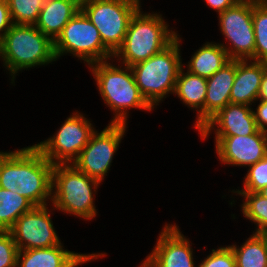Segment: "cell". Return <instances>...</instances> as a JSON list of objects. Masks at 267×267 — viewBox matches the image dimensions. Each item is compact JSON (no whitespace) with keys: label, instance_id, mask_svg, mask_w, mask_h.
<instances>
[{"label":"cell","instance_id":"obj_4","mask_svg":"<svg viewBox=\"0 0 267 267\" xmlns=\"http://www.w3.org/2000/svg\"><path fill=\"white\" fill-rule=\"evenodd\" d=\"M180 39L177 35L165 49L131 66L140 93L153 108L168 94H174L177 77L184 67Z\"/></svg>","mask_w":267,"mask_h":267},{"label":"cell","instance_id":"obj_32","mask_svg":"<svg viewBox=\"0 0 267 267\" xmlns=\"http://www.w3.org/2000/svg\"><path fill=\"white\" fill-rule=\"evenodd\" d=\"M256 110H253L255 122L259 130L267 132V100H258Z\"/></svg>","mask_w":267,"mask_h":267},{"label":"cell","instance_id":"obj_13","mask_svg":"<svg viewBox=\"0 0 267 267\" xmlns=\"http://www.w3.org/2000/svg\"><path fill=\"white\" fill-rule=\"evenodd\" d=\"M176 223L166 224L143 263L147 267H195L193 249Z\"/></svg>","mask_w":267,"mask_h":267},{"label":"cell","instance_id":"obj_39","mask_svg":"<svg viewBox=\"0 0 267 267\" xmlns=\"http://www.w3.org/2000/svg\"><path fill=\"white\" fill-rule=\"evenodd\" d=\"M77 1L81 5V4H83V3L87 2V1H90V0H77Z\"/></svg>","mask_w":267,"mask_h":267},{"label":"cell","instance_id":"obj_36","mask_svg":"<svg viewBox=\"0 0 267 267\" xmlns=\"http://www.w3.org/2000/svg\"><path fill=\"white\" fill-rule=\"evenodd\" d=\"M258 193L263 197L267 198V186L258 191Z\"/></svg>","mask_w":267,"mask_h":267},{"label":"cell","instance_id":"obj_1","mask_svg":"<svg viewBox=\"0 0 267 267\" xmlns=\"http://www.w3.org/2000/svg\"><path fill=\"white\" fill-rule=\"evenodd\" d=\"M109 61L89 65L104 104L114 111L111 123L127 124L128 109H154L142 96L131 67L115 66Z\"/></svg>","mask_w":267,"mask_h":267},{"label":"cell","instance_id":"obj_2","mask_svg":"<svg viewBox=\"0 0 267 267\" xmlns=\"http://www.w3.org/2000/svg\"><path fill=\"white\" fill-rule=\"evenodd\" d=\"M0 58L14 84L18 71L56 61L54 41L35 25L13 24L0 42Z\"/></svg>","mask_w":267,"mask_h":267},{"label":"cell","instance_id":"obj_25","mask_svg":"<svg viewBox=\"0 0 267 267\" xmlns=\"http://www.w3.org/2000/svg\"><path fill=\"white\" fill-rule=\"evenodd\" d=\"M255 61L267 62V3L252 2Z\"/></svg>","mask_w":267,"mask_h":267},{"label":"cell","instance_id":"obj_31","mask_svg":"<svg viewBox=\"0 0 267 267\" xmlns=\"http://www.w3.org/2000/svg\"><path fill=\"white\" fill-rule=\"evenodd\" d=\"M12 25L8 2L7 0H0V42Z\"/></svg>","mask_w":267,"mask_h":267},{"label":"cell","instance_id":"obj_5","mask_svg":"<svg viewBox=\"0 0 267 267\" xmlns=\"http://www.w3.org/2000/svg\"><path fill=\"white\" fill-rule=\"evenodd\" d=\"M99 185V181L79 171L73 164L54 165L50 201L56 210L91 220L97 215L94 194Z\"/></svg>","mask_w":267,"mask_h":267},{"label":"cell","instance_id":"obj_28","mask_svg":"<svg viewBox=\"0 0 267 267\" xmlns=\"http://www.w3.org/2000/svg\"><path fill=\"white\" fill-rule=\"evenodd\" d=\"M16 150L9 152L0 163V187L17 192Z\"/></svg>","mask_w":267,"mask_h":267},{"label":"cell","instance_id":"obj_21","mask_svg":"<svg viewBox=\"0 0 267 267\" xmlns=\"http://www.w3.org/2000/svg\"><path fill=\"white\" fill-rule=\"evenodd\" d=\"M229 61L226 50L219 43L207 42L192 55L187 71L209 78Z\"/></svg>","mask_w":267,"mask_h":267},{"label":"cell","instance_id":"obj_23","mask_svg":"<svg viewBox=\"0 0 267 267\" xmlns=\"http://www.w3.org/2000/svg\"><path fill=\"white\" fill-rule=\"evenodd\" d=\"M34 207L26 197L0 187V230L8 231L22 214Z\"/></svg>","mask_w":267,"mask_h":267},{"label":"cell","instance_id":"obj_16","mask_svg":"<svg viewBox=\"0 0 267 267\" xmlns=\"http://www.w3.org/2000/svg\"><path fill=\"white\" fill-rule=\"evenodd\" d=\"M63 248L61 243L49 248L18 251L17 267H78L106 254H80Z\"/></svg>","mask_w":267,"mask_h":267},{"label":"cell","instance_id":"obj_17","mask_svg":"<svg viewBox=\"0 0 267 267\" xmlns=\"http://www.w3.org/2000/svg\"><path fill=\"white\" fill-rule=\"evenodd\" d=\"M267 62L236 60V75L230 92L231 104L252 105L258 100Z\"/></svg>","mask_w":267,"mask_h":267},{"label":"cell","instance_id":"obj_14","mask_svg":"<svg viewBox=\"0 0 267 267\" xmlns=\"http://www.w3.org/2000/svg\"><path fill=\"white\" fill-rule=\"evenodd\" d=\"M219 161L249 167L267 155V132L258 130L248 136H215Z\"/></svg>","mask_w":267,"mask_h":267},{"label":"cell","instance_id":"obj_11","mask_svg":"<svg viewBox=\"0 0 267 267\" xmlns=\"http://www.w3.org/2000/svg\"><path fill=\"white\" fill-rule=\"evenodd\" d=\"M126 125L109 123L99 133L95 131L72 164L79 171L101 183L125 135L126 128H128Z\"/></svg>","mask_w":267,"mask_h":267},{"label":"cell","instance_id":"obj_37","mask_svg":"<svg viewBox=\"0 0 267 267\" xmlns=\"http://www.w3.org/2000/svg\"><path fill=\"white\" fill-rule=\"evenodd\" d=\"M245 1L253 3H267V0H245Z\"/></svg>","mask_w":267,"mask_h":267},{"label":"cell","instance_id":"obj_26","mask_svg":"<svg viewBox=\"0 0 267 267\" xmlns=\"http://www.w3.org/2000/svg\"><path fill=\"white\" fill-rule=\"evenodd\" d=\"M10 17L16 25H35L46 0H7Z\"/></svg>","mask_w":267,"mask_h":267},{"label":"cell","instance_id":"obj_6","mask_svg":"<svg viewBox=\"0 0 267 267\" xmlns=\"http://www.w3.org/2000/svg\"><path fill=\"white\" fill-rule=\"evenodd\" d=\"M54 53L56 59L67 53L73 54L87 65L114 58V54L103 44L99 30L81 10L54 40Z\"/></svg>","mask_w":267,"mask_h":267},{"label":"cell","instance_id":"obj_7","mask_svg":"<svg viewBox=\"0 0 267 267\" xmlns=\"http://www.w3.org/2000/svg\"><path fill=\"white\" fill-rule=\"evenodd\" d=\"M53 167L34 145L16 150L17 193L35 206L48 205L46 201L52 199Z\"/></svg>","mask_w":267,"mask_h":267},{"label":"cell","instance_id":"obj_29","mask_svg":"<svg viewBox=\"0 0 267 267\" xmlns=\"http://www.w3.org/2000/svg\"><path fill=\"white\" fill-rule=\"evenodd\" d=\"M18 251L11 233L0 230V267H17Z\"/></svg>","mask_w":267,"mask_h":267},{"label":"cell","instance_id":"obj_40","mask_svg":"<svg viewBox=\"0 0 267 267\" xmlns=\"http://www.w3.org/2000/svg\"><path fill=\"white\" fill-rule=\"evenodd\" d=\"M139 267H147L144 263H142Z\"/></svg>","mask_w":267,"mask_h":267},{"label":"cell","instance_id":"obj_22","mask_svg":"<svg viewBox=\"0 0 267 267\" xmlns=\"http://www.w3.org/2000/svg\"><path fill=\"white\" fill-rule=\"evenodd\" d=\"M236 259V267H267L266 234L254 233L239 247L229 245Z\"/></svg>","mask_w":267,"mask_h":267},{"label":"cell","instance_id":"obj_10","mask_svg":"<svg viewBox=\"0 0 267 267\" xmlns=\"http://www.w3.org/2000/svg\"><path fill=\"white\" fill-rule=\"evenodd\" d=\"M218 18L221 33L230 43L229 47L224 43L220 45L226 50L230 60L255 61L252 2H237L218 14Z\"/></svg>","mask_w":267,"mask_h":267},{"label":"cell","instance_id":"obj_19","mask_svg":"<svg viewBox=\"0 0 267 267\" xmlns=\"http://www.w3.org/2000/svg\"><path fill=\"white\" fill-rule=\"evenodd\" d=\"M79 10L77 0H46L35 26L54 41Z\"/></svg>","mask_w":267,"mask_h":267},{"label":"cell","instance_id":"obj_38","mask_svg":"<svg viewBox=\"0 0 267 267\" xmlns=\"http://www.w3.org/2000/svg\"><path fill=\"white\" fill-rule=\"evenodd\" d=\"M9 152H0V163L1 161L6 157V155L8 154Z\"/></svg>","mask_w":267,"mask_h":267},{"label":"cell","instance_id":"obj_15","mask_svg":"<svg viewBox=\"0 0 267 267\" xmlns=\"http://www.w3.org/2000/svg\"><path fill=\"white\" fill-rule=\"evenodd\" d=\"M244 104H227L199 129L202 139L208 138L212 130L215 136H248L259 129L255 122L253 109ZM217 127V129L215 128Z\"/></svg>","mask_w":267,"mask_h":267},{"label":"cell","instance_id":"obj_12","mask_svg":"<svg viewBox=\"0 0 267 267\" xmlns=\"http://www.w3.org/2000/svg\"><path fill=\"white\" fill-rule=\"evenodd\" d=\"M47 205L22 214L8 230L19 251L49 248L61 244Z\"/></svg>","mask_w":267,"mask_h":267},{"label":"cell","instance_id":"obj_20","mask_svg":"<svg viewBox=\"0 0 267 267\" xmlns=\"http://www.w3.org/2000/svg\"><path fill=\"white\" fill-rule=\"evenodd\" d=\"M182 67L176 80L174 94L189 108L197 111V120L194 125L198 131L204 125V101L207 91V78L183 72Z\"/></svg>","mask_w":267,"mask_h":267},{"label":"cell","instance_id":"obj_24","mask_svg":"<svg viewBox=\"0 0 267 267\" xmlns=\"http://www.w3.org/2000/svg\"><path fill=\"white\" fill-rule=\"evenodd\" d=\"M244 199L241 204L242 214L257 226L254 233L267 234V198L258 192H233Z\"/></svg>","mask_w":267,"mask_h":267},{"label":"cell","instance_id":"obj_27","mask_svg":"<svg viewBox=\"0 0 267 267\" xmlns=\"http://www.w3.org/2000/svg\"><path fill=\"white\" fill-rule=\"evenodd\" d=\"M244 179V188L231 192H258L267 186V155L262 160L249 166Z\"/></svg>","mask_w":267,"mask_h":267},{"label":"cell","instance_id":"obj_18","mask_svg":"<svg viewBox=\"0 0 267 267\" xmlns=\"http://www.w3.org/2000/svg\"><path fill=\"white\" fill-rule=\"evenodd\" d=\"M236 75V60H230L207 78L204 101V124L219 110L230 104V92Z\"/></svg>","mask_w":267,"mask_h":267},{"label":"cell","instance_id":"obj_8","mask_svg":"<svg viewBox=\"0 0 267 267\" xmlns=\"http://www.w3.org/2000/svg\"><path fill=\"white\" fill-rule=\"evenodd\" d=\"M90 122L80 112H74L55 135L34 146L53 165L72 164L96 131Z\"/></svg>","mask_w":267,"mask_h":267},{"label":"cell","instance_id":"obj_33","mask_svg":"<svg viewBox=\"0 0 267 267\" xmlns=\"http://www.w3.org/2000/svg\"><path fill=\"white\" fill-rule=\"evenodd\" d=\"M206 4L214 9L218 14L222 13L226 9L234 6L238 1L237 0H205Z\"/></svg>","mask_w":267,"mask_h":267},{"label":"cell","instance_id":"obj_3","mask_svg":"<svg viewBox=\"0 0 267 267\" xmlns=\"http://www.w3.org/2000/svg\"><path fill=\"white\" fill-rule=\"evenodd\" d=\"M168 27L162 14L137 10L131 17L122 46L113 57L129 67L147 60L177 38V32Z\"/></svg>","mask_w":267,"mask_h":267},{"label":"cell","instance_id":"obj_30","mask_svg":"<svg viewBox=\"0 0 267 267\" xmlns=\"http://www.w3.org/2000/svg\"><path fill=\"white\" fill-rule=\"evenodd\" d=\"M206 257L198 267H236V259L230 246L212 249Z\"/></svg>","mask_w":267,"mask_h":267},{"label":"cell","instance_id":"obj_34","mask_svg":"<svg viewBox=\"0 0 267 267\" xmlns=\"http://www.w3.org/2000/svg\"><path fill=\"white\" fill-rule=\"evenodd\" d=\"M258 100H267V68L264 71V75L260 85Z\"/></svg>","mask_w":267,"mask_h":267},{"label":"cell","instance_id":"obj_9","mask_svg":"<svg viewBox=\"0 0 267 267\" xmlns=\"http://www.w3.org/2000/svg\"><path fill=\"white\" fill-rule=\"evenodd\" d=\"M80 10L99 30L103 44L113 53L122 46L131 17L137 9L119 0H90Z\"/></svg>","mask_w":267,"mask_h":267},{"label":"cell","instance_id":"obj_35","mask_svg":"<svg viewBox=\"0 0 267 267\" xmlns=\"http://www.w3.org/2000/svg\"><path fill=\"white\" fill-rule=\"evenodd\" d=\"M119 1L128 3V4L132 5V6H134L137 10H141V8H140L141 7L140 0H119Z\"/></svg>","mask_w":267,"mask_h":267}]
</instances>
